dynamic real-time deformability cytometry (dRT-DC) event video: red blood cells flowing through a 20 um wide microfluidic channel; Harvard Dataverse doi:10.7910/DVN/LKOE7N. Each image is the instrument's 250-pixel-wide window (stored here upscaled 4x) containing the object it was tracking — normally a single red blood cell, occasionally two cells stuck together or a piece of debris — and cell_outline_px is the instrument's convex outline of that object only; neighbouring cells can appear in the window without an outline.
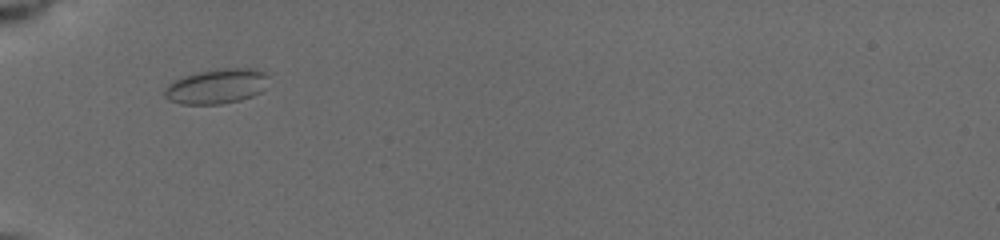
{"species": "common noctule bat (a hibernating species)", "species_latin": "Nyctalus noctula", "temperature_condition": "cold", "stored_images_in_passage": 42, "camera_frame_rate_fps": 3000, "um_per_image_px": 0.085, "animal": {"sex": "female", "body_mass_g": 19.5, "forearm_length_mm": 54.1}, "frame": {"image": 1, "passage_image": 1, "time_ms": 0.0, "image_size_px": [1000, 240], "cell_outline_px": [[268, 76], [260, 92], [252, 96], [240, 100], [220, 104], [180, 104], [164, 96], [164, 88], [172, 80], [180, 76], [196, 72], [216, 68], [252, 68], [264, 72]], "centroid_in_image_um": [18.35, 7.32], "position_along_channel_um": 66.7, "area_um2": 21.21}}
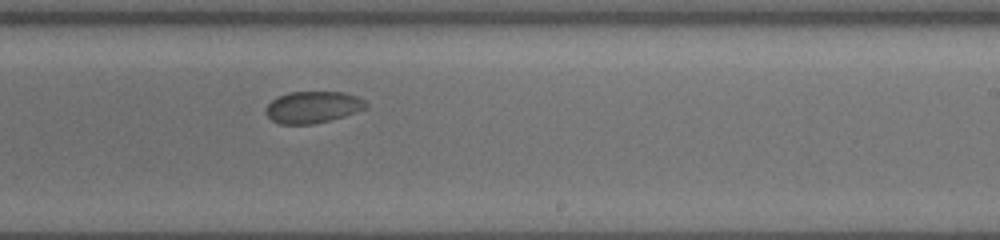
{"frame": {"image": 2, "passage_image": 22, "time_ms": 5.333, "image_size_px": [1000, 240], "cell_outline_px": [[368, 108], [344, 116], [312, 124], [280, 124], [272, 120], [264, 112], [264, 108], [276, 96], [288, 92], [344, 92], [356, 96], [364, 100], [368, 104]], "centroid_in_image_um": [26.57, 9.1], "position_along_channel_um": 262.4, "area_um2": 18.61}}
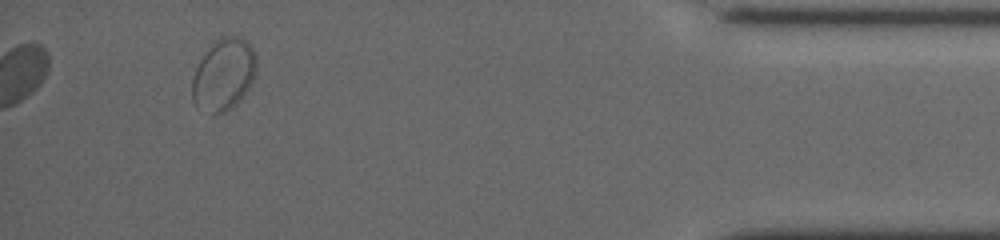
{"frame": {"image": 3, "passage_image": 42, "time_ms": 10.667, "image_size_px": [1000, 240], "cell_outline_px": [[256, 72], [252, 84], [236, 104], [224, 112], [212, 112], [196, 104], [192, 100], [192, 80], [196, 68], [200, 60], [212, 40], [220, 36], [236, 36], [244, 40], [256, 52]], "centroid_in_image_um": [19.03, 6.28], "position_along_channel_um": 416.2, "area_um2": 26.76}, "authors_computed_cell_mechanics": {"area_um2": 19.074, "velocity_mm_per_s": 3.8116, "shape_relaxation_time_tau1_ms": null, "shape_relaxation_time_tau2_ms": 0.7455, "deformation_change_tau1": null, "deformation_change_tau2": 0.0322}}